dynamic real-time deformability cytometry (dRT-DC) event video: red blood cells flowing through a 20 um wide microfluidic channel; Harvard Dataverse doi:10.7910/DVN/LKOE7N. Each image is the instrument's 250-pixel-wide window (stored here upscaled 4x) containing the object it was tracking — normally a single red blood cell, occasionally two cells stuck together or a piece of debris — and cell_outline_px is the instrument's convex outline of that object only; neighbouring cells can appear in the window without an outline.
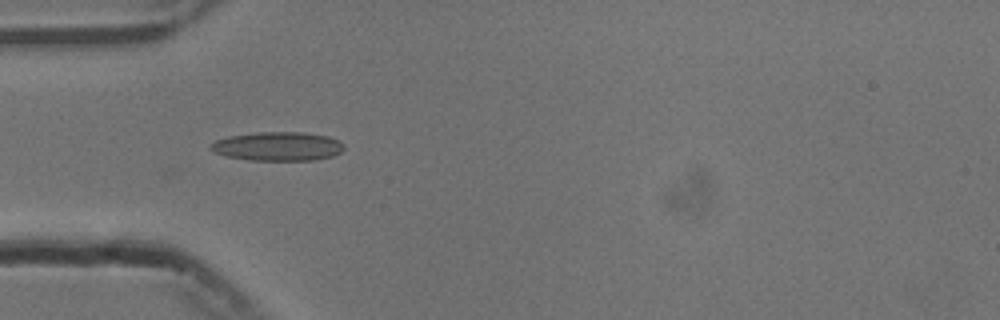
{"species": "common noctule bat (a hibernating species)", "species_latin": "Nyctalus noctula", "temperature_condition": "cold", "stored_images_in_passage": 32, "camera_frame_rate_fps": 3000, "um_per_image_px": 0.085, "animal": {"sex": "male", "body_mass_g": 13.3}, "frame": {"image": 1, "passage_image": 1, "time_ms": 0.0, "image_size_px": [1000, 320], "cell_outline_px": [[344, 148], [340, 152], [332, 156], [312, 160], [252, 160], [228, 156], [216, 152], [208, 148], [208, 144], [216, 140], [228, 136], [260, 132], [304, 132], [328, 136], [344, 144]], "centroid_in_image_um": [23.6, 12.43], "position_along_channel_um": 61.4, "area_um2": 22.31}}
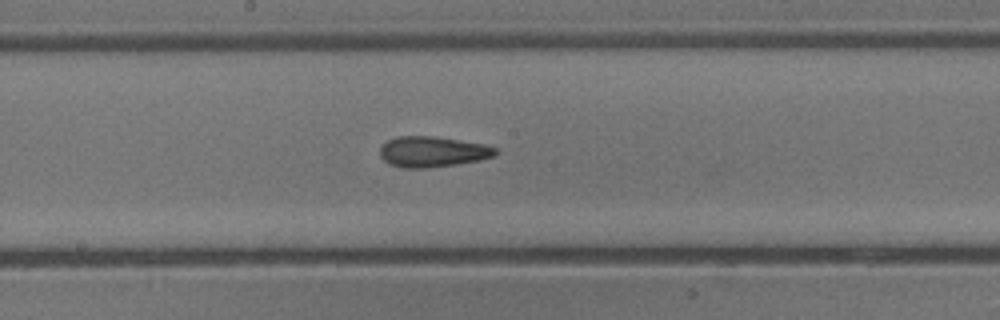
{"frame": {"image": 2, "passage_image": 13, "time_ms": 4.0, "image_size_px": [1000, 320], "cell_outline_px": [[500, 152], [496, 156], [480, 160], [456, 164], [424, 168], [404, 168], [392, 164], [384, 160], [380, 156], [380, 148], [388, 140], [396, 136], [432, 136], [484, 144], [496, 148]], "centroid_in_image_um": [36.8, 12.89], "position_along_channel_um": 211.4, "area_um2": 20.52}}
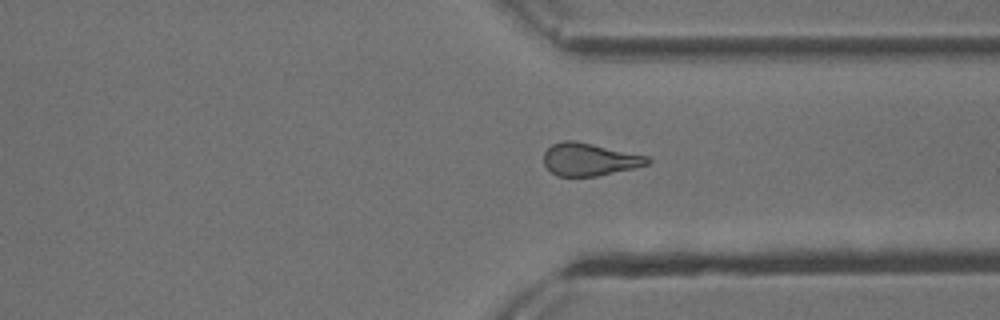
{"frame": {"image": 3, "passage_image": 25, "time_ms": 8.0, "image_size_px": [1000, 320], "cell_outline_px": [[652, 160], [648, 164], [636, 168], [596, 176], [556, 176], [544, 164], [544, 152], [552, 144], [564, 140], [576, 140], [648, 156]], "centroid_in_image_um": [50.12, 13.54], "position_along_channel_um": 361.3, "area_um2": 19.83}, "authors_computed_cell_mechanics": {"area_um2": 19.9988, "velocity_mm_per_s": 3.7542, "shape_relaxation_time_tau1_ms": 5.148, "shape_relaxation_time_tau2_ms": 2.5751, "deformation_change_tau1": 0.1598, "deformation_change_tau2": 0.1222}}